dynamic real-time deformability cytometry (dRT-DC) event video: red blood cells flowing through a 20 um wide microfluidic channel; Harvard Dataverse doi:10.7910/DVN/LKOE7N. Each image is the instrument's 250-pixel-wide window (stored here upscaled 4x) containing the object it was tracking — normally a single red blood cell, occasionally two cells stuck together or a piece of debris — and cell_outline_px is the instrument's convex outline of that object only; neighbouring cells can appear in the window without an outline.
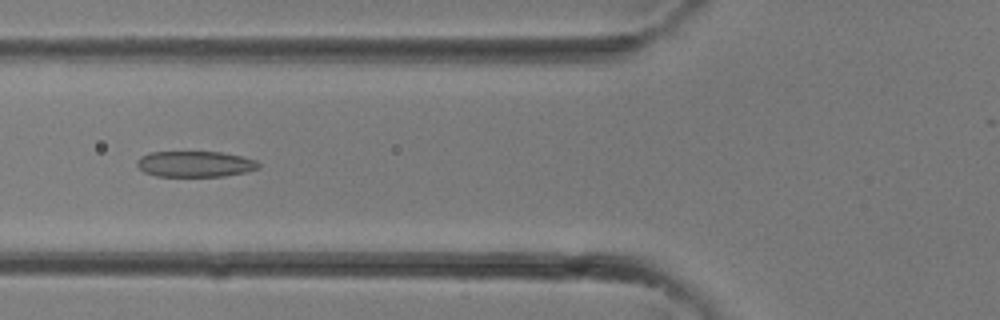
{"species": "common noctule bat (a hibernating species)", "species_latin": "Nyctalus noctula", "temperature_condition": "room temperature", "stored_images_in_passage": 19, "camera_frame_rate_fps": 3000, "um_per_image_px": 0.085, "animal": {"sex": "female"}, "frame": {"image": 1, "passage_image": 5, "time_ms": 1.333, "image_size_px": [1000, 320], "cell_outline_px": [[260, 168], [244, 172], [224, 176], [156, 176], [144, 172], [136, 164], [136, 160], [140, 156], [148, 152], [220, 152], [240, 156], [256, 160], [260, 164]], "centroid_in_image_um": [16.55, 13.94], "position_along_channel_um": 109.2, "area_um2": 18.32}}
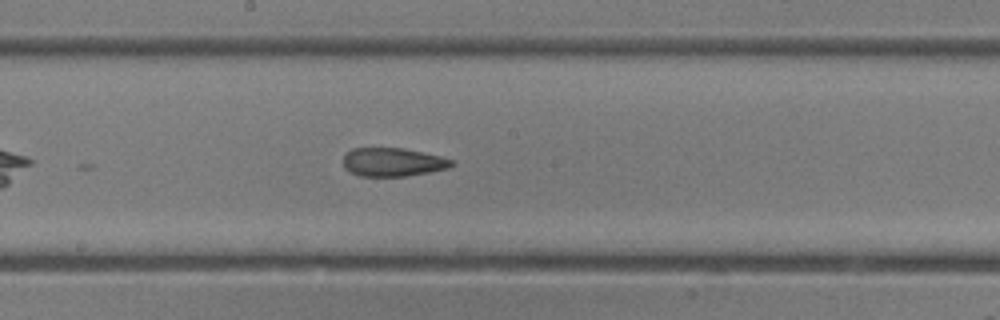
{"frame": {"image": 2, "passage_image": 10, "time_ms": 3.0, "image_size_px": [1000, 320], "cell_outline_px": [[456, 164], [448, 168], [408, 176], [360, 176], [348, 172], [344, 168], [344, 156], [352, 148], [404, 148], [440, 156], [452, 160]], "centroid_in_image_um": [33.38, 13.78], "position_along_channel_um": 214.8, "area_um2": 18.03}}
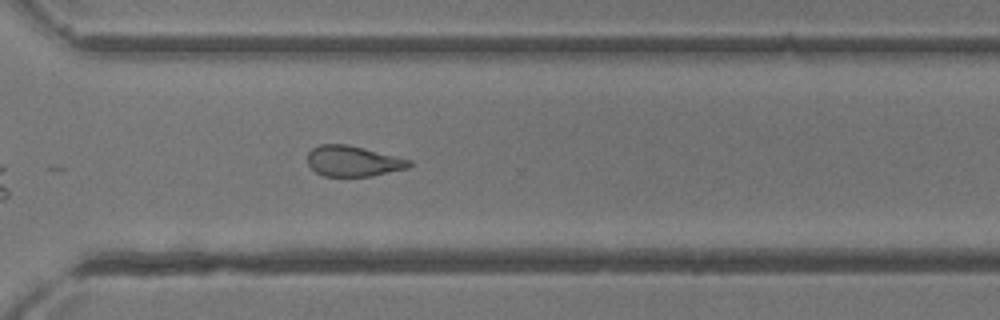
{"frame": {"image": 3, "passage_image": 16, "time_ms": 5.0, "image_size_px": [1000, 320], "cell_outline_px": [[412, 164], [408, 168], [372, 176], [324, 176], [316, 172], [308, 164], [308, 152], [312, 148], [320, 144], [348, 144], [412, 160]], "centroid_in_image_um": [30.02, 13.69], "position_along_channel_um": 340.6, "area_um2": 18.15}}